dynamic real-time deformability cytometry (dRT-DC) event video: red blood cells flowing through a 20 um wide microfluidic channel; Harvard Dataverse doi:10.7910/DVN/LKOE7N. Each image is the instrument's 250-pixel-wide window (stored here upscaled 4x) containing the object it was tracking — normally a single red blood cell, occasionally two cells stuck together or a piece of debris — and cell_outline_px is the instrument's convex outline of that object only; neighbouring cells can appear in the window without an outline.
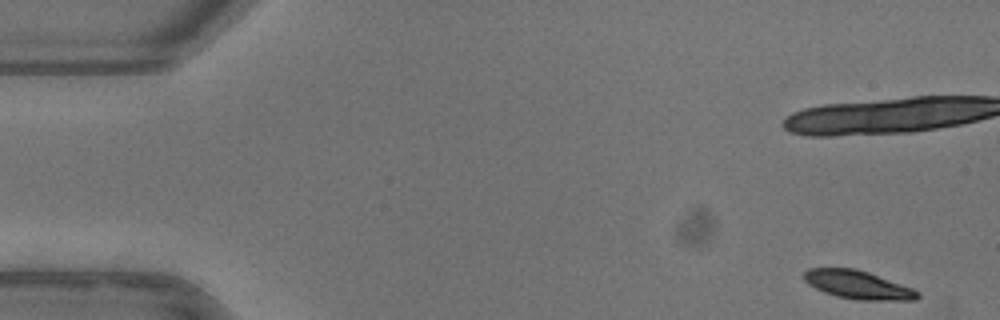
{"species": "common noctule bat (a hibernating species)", "species_latin": "Nyctalus noctula", "temperature_condition": "warm", "stored_images_in_passage": 52, "camera_frame_rate_fps": 3000, "um_per_image_px": 0.085, "animal": {"sex": "female"}, "frame": {"image": 1, "passage_image": 1, "time_ms": 0.0, "image_size_px": [1000, 320], "cell_outline_px": [[920, 296], [916, 300], [860, 300], [836, 296], [824, 292], [808, 284], [804, 280], [804, 272], [808, 268], [856, 268], [868, 272], [912, 288], [920, 292]], "centroid_in_image_um": [72.92, 24.21], "position_along_channel_um": 12.1, "area_um2": 18.67}, "authors_computed_cell_mechanics": {"area_um2": 20.3745, "velocity_mm_per_s": 3.9241, "shape_relaxation_time_tau1_ms": 3.6326, "shape_relaxation_time_tau2_ms": null, "deformation_change_tau1": 0.1516, "deformation_change_tau2": null}}